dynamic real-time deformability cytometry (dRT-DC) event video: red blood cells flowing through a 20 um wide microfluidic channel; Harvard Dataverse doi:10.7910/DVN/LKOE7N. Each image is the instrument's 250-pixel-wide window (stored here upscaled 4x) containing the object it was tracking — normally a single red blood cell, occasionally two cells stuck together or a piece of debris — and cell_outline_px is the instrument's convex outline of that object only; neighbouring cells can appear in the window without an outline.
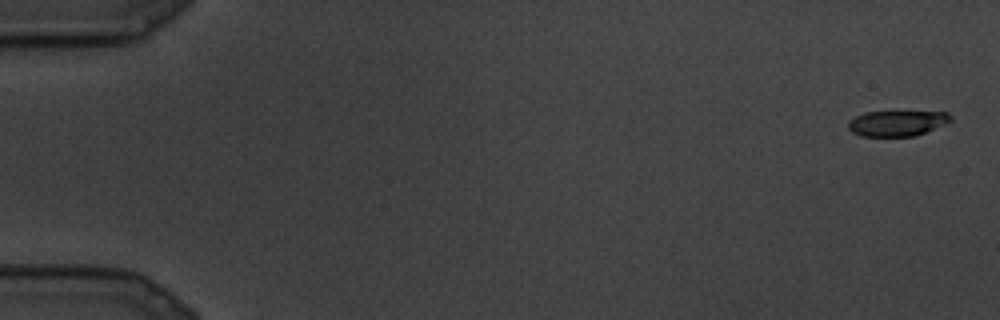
{"species": "common noctule bat (a hibernating species)", "species_latin": "Nyctalus noctula", "temperature_condition": "cold", "stored_images_in_passage": 9, "camera_frame_rate_fps": 3000, "um_per_image_px": 0.085, "animal": {"sex": "male", "body_mass_g": 19.5, "forearm_length_mm": 54.6}, "frame": {"image": 1, "passage_image": 1, "time_ms": 0.0, "image_size_px": [1000, 320], "cell_outline_px": [[952, 120], [944, 124], [916, 136], [860, 136], [852, 132], [848, 128], [848, 120], [864, 112], [948, 112], [952, 116]], "centroid_in_image_um": [76.23, 10.48], "position_along_channel_um": 8.8, "area_um2": 15.2}}